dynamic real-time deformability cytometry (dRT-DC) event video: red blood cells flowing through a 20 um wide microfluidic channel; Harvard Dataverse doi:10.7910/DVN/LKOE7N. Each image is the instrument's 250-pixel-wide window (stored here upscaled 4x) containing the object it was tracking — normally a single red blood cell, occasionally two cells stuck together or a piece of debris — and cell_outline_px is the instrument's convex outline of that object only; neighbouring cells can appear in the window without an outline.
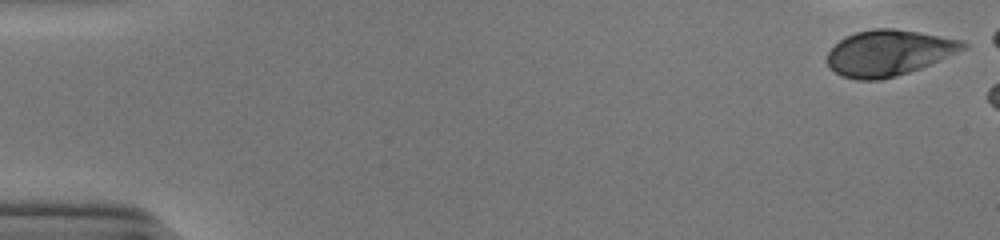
{"species": "human", "species_latin": "Homo sapiens", "temperature_condition": "cold", "stored_images_in_passage": 9, "camera_frame_rate_fps": 3000, "um_per_image_px": 0.085, "donor": {"sex": "male"}, "frame": {"image": 1, "passage_image": 1, "time_ms": 0.0, "image_size_px": [1000, 240], "cell_outline_px": [[968, 48], [920, 68], [896, 76], [880, 80], [856, 80], [844, 76], [836, 72], [828, 64], [828, 52], [844, 36], [856, 32], [876, 28], [892, 28], [916, 32], [960, 40], [968, 44]], "centroid_in_image_um": [75.54, 4.49], "position_along_channel_um": 9.5, "area_um2": 35.78}}